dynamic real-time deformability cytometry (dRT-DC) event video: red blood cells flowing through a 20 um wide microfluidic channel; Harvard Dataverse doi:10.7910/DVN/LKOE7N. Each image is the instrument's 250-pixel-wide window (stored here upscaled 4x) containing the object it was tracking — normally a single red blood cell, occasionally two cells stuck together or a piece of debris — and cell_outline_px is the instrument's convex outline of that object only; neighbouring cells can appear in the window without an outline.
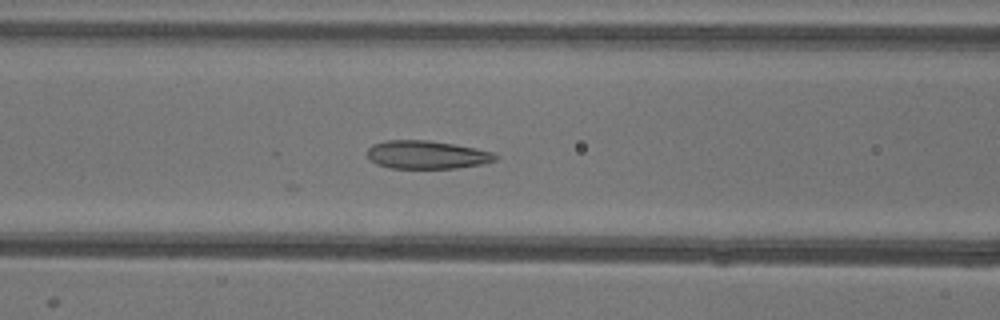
{"species": "common noctule bat (a hibernating species)", "species_latin": "Nyctalus noctula", "temperature_condition": "warm", "stored_images_in_passage": 20, "camera_frame_rate_fps": 3000, "um_per_image_px": 0.085, "animal": {"sex": "female"}, "frame": {"image": 1, "passage_image": 20, "time_ms": 6.333, "image_size_px": [1000, 320], "cell_outline_px": [[500, 156], [496, 160], [484, 164], [456, 168], [388, 168], [376, 164], [368, 156], [368, 148], [372, 144], [384, 140], [428, 140], [476, 148], [496, 152]], "centroid_in_image_um": [36.32, 13.15], "position_along_channel_um": 130.3, "area_um2": 21.27}}